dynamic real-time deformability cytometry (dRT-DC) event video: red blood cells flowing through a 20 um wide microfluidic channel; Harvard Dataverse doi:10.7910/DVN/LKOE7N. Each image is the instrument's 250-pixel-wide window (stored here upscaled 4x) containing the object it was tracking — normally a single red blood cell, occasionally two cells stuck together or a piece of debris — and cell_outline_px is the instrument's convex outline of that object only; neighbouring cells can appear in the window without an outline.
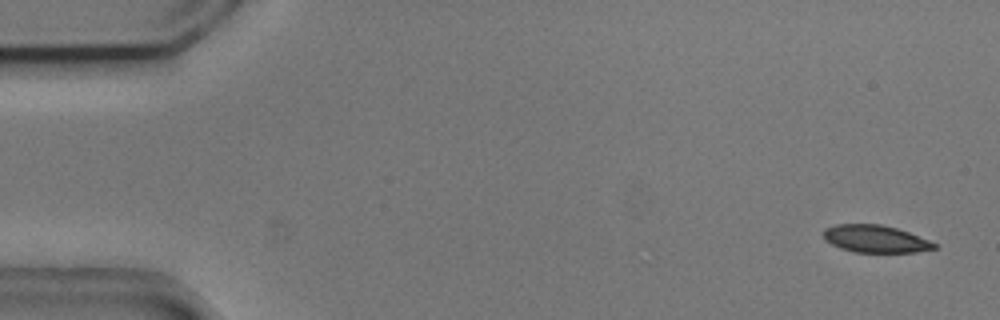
{"species": "common noctule bat (a hibernating species)", "species_latin": "Nyctalus noctula", "temperature_condition": "cold", "stored_images_in_passage": 55, "camera_frame_rate_fps": 3000, "um_per_image_px": 0.085, "animal": {"sex": "male", "body_mass_g": 20.5, "forearm_length_mm": 52.5}, "frame": {"image": 1, "passage_image": 3, "time_ms": 0.667, "image_size_px": [1000, 320], "cell_outline_px": [[936, 248], [916, 252], [856, 252], [840, 248], [824, 240], [824, 228], [836, 224], [880, 224], [896, 228], [908, 232], [928, 240], [936, 244]], "centroid_in_image_um": [74.37, 20.3], "position_along_channel_um": 10.6, "area_um2": 17.51}}
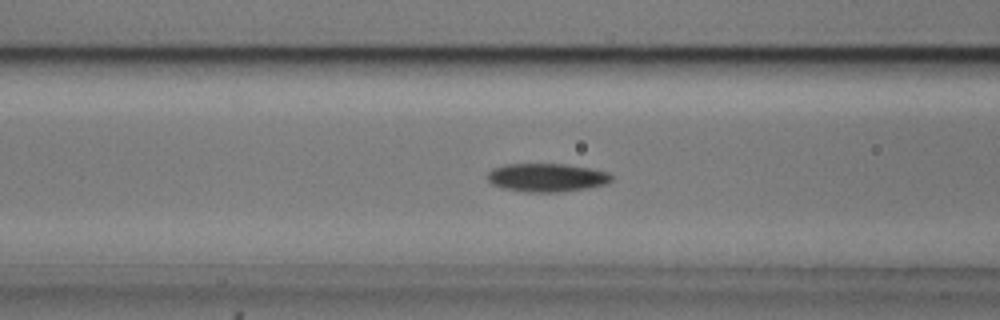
{"frame": {"image": 2, "passage_image": 22, "time_ms": 7.0, "image_size_px": [1000, 320], "cell_outline_px": [[612, 180], [608, 184], [588, 188], [560, 192], [524, 192], [500, 188], [492, 184], [488, 180], [488, 172], [492, 168], [504, 164], [568, 164], [592, 168], [608, 172], [612, 176]], "centroid_in_image_um": [46.48, 15.09], "position_along_channel_um": 120.1, "area_um2": 20.87}}
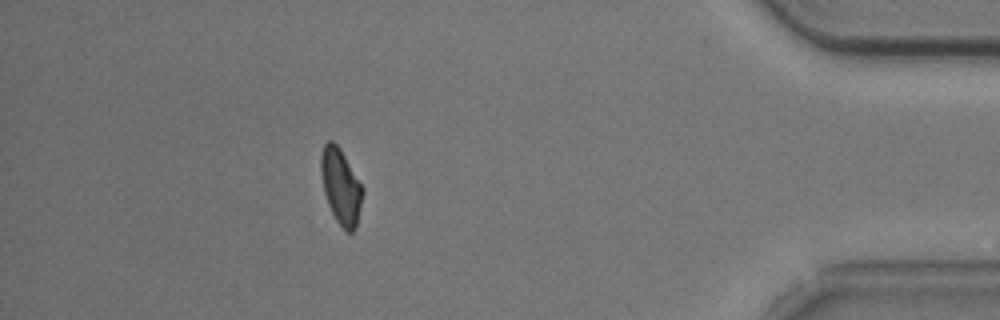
{"frame": {"image": 3, "passage_image": 49, "time_ms": 16.0, "image_size_px": [1000, 320], "cell_outline_px": [[364, 192], [356, 228], [352, 232], [344, 232], [336, 220], [328, 204], [324, 192], [320, 172], [320, 156], [324, 144], [328, 140], [332, 140], [340, 148], [364, 188]], "centroid_in_image_um": [28.97, 15.86], "position_along_channel_um": 406.2, "area_um2": 18.55}}